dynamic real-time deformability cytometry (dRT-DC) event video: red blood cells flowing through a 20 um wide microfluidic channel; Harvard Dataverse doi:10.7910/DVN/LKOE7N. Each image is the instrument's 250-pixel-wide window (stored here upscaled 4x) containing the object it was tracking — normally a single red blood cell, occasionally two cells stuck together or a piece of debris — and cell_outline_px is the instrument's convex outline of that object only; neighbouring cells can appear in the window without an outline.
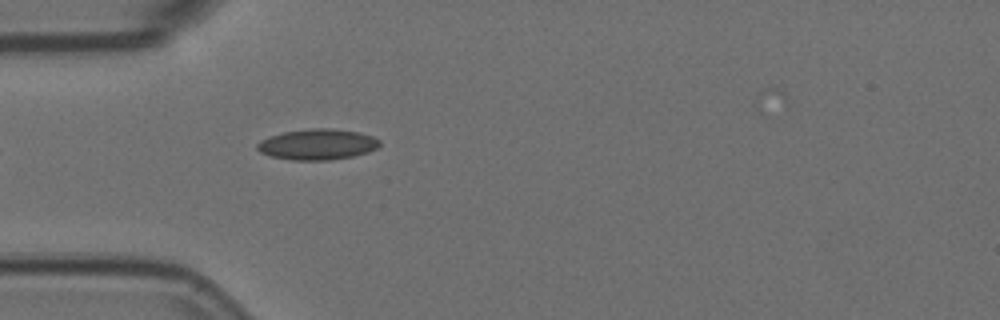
{"species": "Egyptian fruit bat (a non-hibernating species)", "species_latin": "Rousettus aegyptiacus", "temperature_condition": "room temperature", "stored_images_in_passage": 6, "camera_frame_rate_fps": 3000, "um_per_image_px": 0.085, "animal": {"sex": "female"}, "frame": {"image": 1, "passage_image": 5, "time_ms": 1.333, "image_size_px": [1000, 320], "cell_outline_px": [[380, 144], [376, 148], [368, 152], [352, 156], [328, 160], [292, 160], [272, 156], [260, 152], [256, 148], [256, 144], [260, 140], [268, 136], [284, 132], [312, 128], [332, 128], [360, 132], [372, 136], [380, 140]], "centroid_in_image_um": [26.97, 12.26], "position_along_channel_um": 58.0, "area_um2": 21.96}}